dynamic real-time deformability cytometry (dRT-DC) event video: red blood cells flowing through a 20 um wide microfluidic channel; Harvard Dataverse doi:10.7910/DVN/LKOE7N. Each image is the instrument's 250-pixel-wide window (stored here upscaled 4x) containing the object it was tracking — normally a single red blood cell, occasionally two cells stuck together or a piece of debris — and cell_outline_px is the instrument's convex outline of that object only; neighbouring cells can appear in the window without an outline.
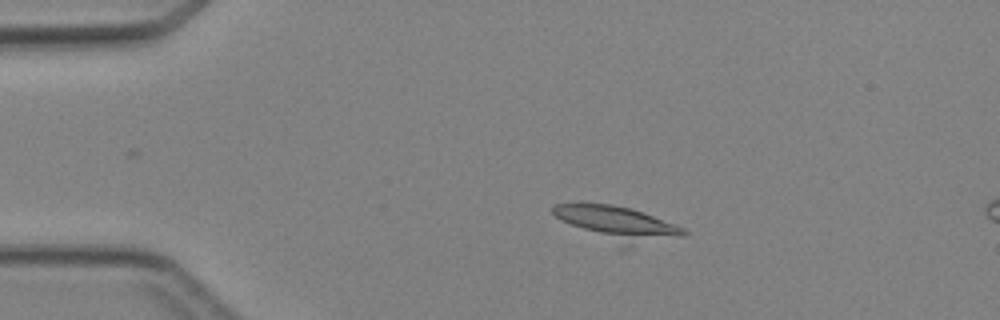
{"species": "Egyptian fruit bat (a non-hibernating species)", "species_latin": "Rousettus aegyptiacus", "temperature_condition": "cold", "stored_images_in_passage": 3, "segment_of_instrument_passage": [1, 2], "camera_frame_rate_fps": 3000, "um_per_image_px": 0.085, "animal": {"sex": "female"}, "frame": {"image": 1, "passage_image": 1, "time_ms": 0.0, "image_size_px": [1000, 320], "cell_outline_px": [[688, 232], [684, 236], [624, 248], [620, 248], [560, 220], [552, 212], [552, 208], [556, 204], [612, 204], [632, 208], [684, 228]], "centroid_in_image_um": [52.51, 19.03], "position_along_channel_um": 32.5, "area_um2": 25.95}}